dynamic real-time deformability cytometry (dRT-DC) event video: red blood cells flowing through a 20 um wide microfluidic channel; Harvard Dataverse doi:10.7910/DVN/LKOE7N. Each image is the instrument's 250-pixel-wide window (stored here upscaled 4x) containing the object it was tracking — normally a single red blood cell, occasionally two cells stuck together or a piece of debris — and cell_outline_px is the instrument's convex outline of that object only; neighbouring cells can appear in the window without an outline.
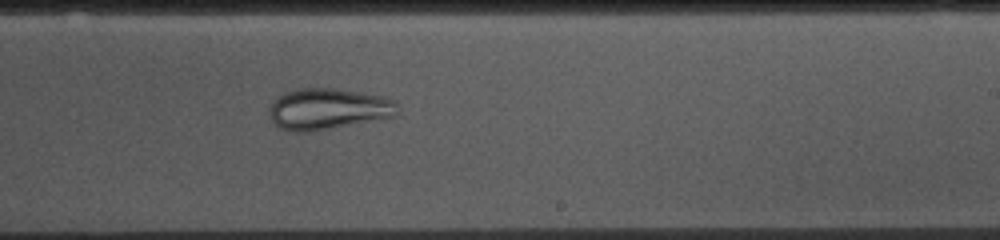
{"species": "common noctule bat (a hibernating species)", "species_latin": "Nyctalus noctula", "temperature_condition": "cold", "stored_images_in_passage": 53, "camera_frame_rate_fps": 3000, "um_per_image_px": 0.085, "animal": {"sex": "female", "body_mass_g": 10.0, "forearm_length_mm": 53.1}, "frame": {"image": 1, "passage_image": 31, "time_ms": 10.0, "image_size_px": [1000, 240], "cell_outline_px": [[396, 116], [384, 120], [308, 132], [296, 132], [280, 128], [272, 120], [268, 112], [272, 104], [280, 96], [288, 92], [300, 88], [332, 88], [364, 92], [384, 96], [396, 100]], "centroid_in_image_um": [27.97, 9.27], "position_along_channel_um": 261.0, "area_um2": 31.04}}
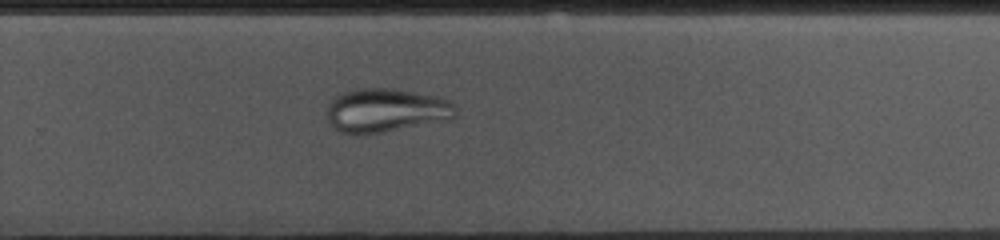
{"frame": {"image": 2, "passage_image": 34, "time_ms": 11.0, "image_size_px": [1000, 240], "cell_outline_px": [[456, 116], [364, 136], [356, 136], [340, 132], [328, 120], [328, 104], [336, 96], [344, 92], [360, 88], [392, 88], [436, 96], [448, 100], [456, 108]], "centroid_in_image_um": [32.72, 9.38], "position_along_channel_um": 297.1, "area_um2": 32.31}}
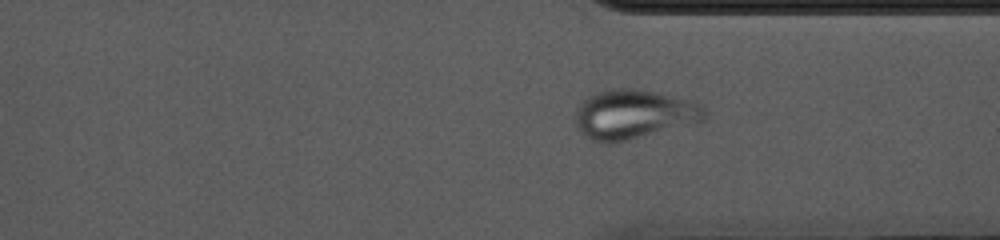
{"frame": {"image": 3, "passage_image": 39, "time_ms": 12.667, "image_size_px": [1000, 240], "cell_outline_px": [[704, 120], [608, 144], [604, 144], [592, 140], [580, 132], [576, 124], [576, 112], [580, 104], [588, 96], [596, 92], [612, 88], [632, 88], [656, 92], [692, 100], [700, 104], [704, 108]], "centroid_in_image_um": [53.82, 9.69], "position_along_channel_um": 357.6, "area_um2": 36.53}}